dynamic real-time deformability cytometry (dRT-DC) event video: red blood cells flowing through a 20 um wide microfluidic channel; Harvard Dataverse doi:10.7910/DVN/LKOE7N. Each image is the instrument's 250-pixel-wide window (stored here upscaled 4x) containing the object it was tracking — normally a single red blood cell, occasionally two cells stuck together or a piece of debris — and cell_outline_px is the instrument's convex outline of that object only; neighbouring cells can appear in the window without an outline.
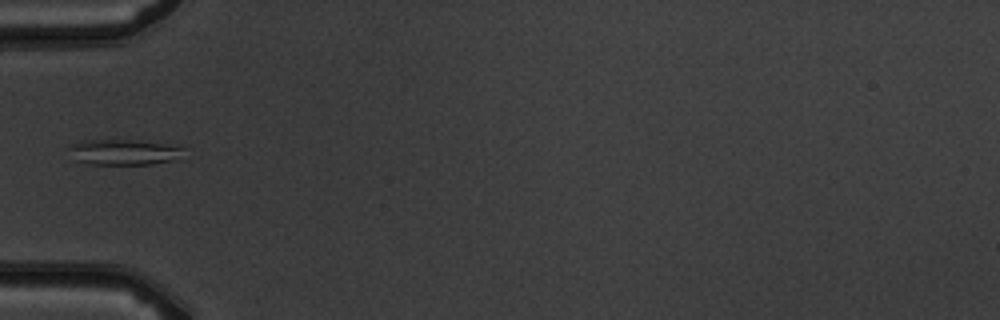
{"species": "common noctule bat (a hibernating species)", "species_latin": "Nyctalus noctula", "temperature_condition": "warm", "stored_images_in_passage": 3, "camera_frame_rate_fps": 3000, "um_per_image_px": 0.085, "animal": {"sex": "male", "body_mass_g": 19.5, "forearm_length_mm": 54.6}, "frame": {"image": 1, "passage_image": 3, "time_ms": 3.0, "image_size_px": [1000, 320], "cell_outline_px": [[184, 148], [172, 160], [152, 164], [88, 164], [76, 160], [68, 148], [72, 144], [80, 140], [116, 136]], "centroid_in_image_um": [10.37, 12.87], "position_along_channel_um": 74.6, "area_um2": 17.46}}